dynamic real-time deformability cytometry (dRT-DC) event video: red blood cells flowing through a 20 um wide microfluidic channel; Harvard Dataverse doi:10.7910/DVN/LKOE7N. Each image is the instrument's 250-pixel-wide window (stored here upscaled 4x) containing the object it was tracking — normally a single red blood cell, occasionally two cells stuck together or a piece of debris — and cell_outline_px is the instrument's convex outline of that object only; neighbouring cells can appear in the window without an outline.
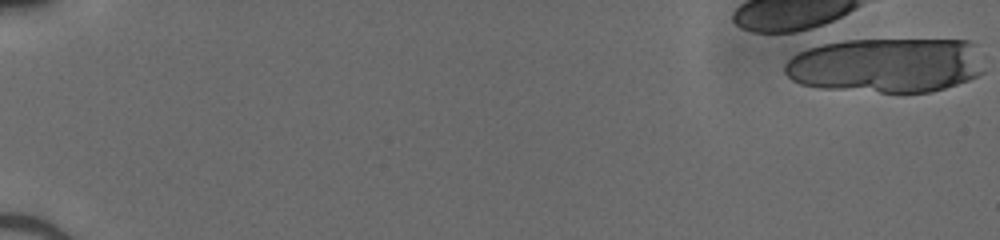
{"species": "human", "species_latin": "Homo sapiens", "temperature_condition": "cold", "stored_images_in_passage": 2, "camera_frame_rate_fps": 3000, "um_per_image_px": 0.085, "donor": {"sex": "male"}, "frame": {"image": 1, "passage_image": 1, "time_ms": 0.0, "image_size_px": [1000, 240], "cell_outline_px": [[984, 72], [968, 80], [932, 92], [880, 92], [820, 88], [800, 84], [792, 80], [784, 72], [784, 64], [792, 56], [808, 48], [824, 44], [844, 40], [968, 40], [976, 44], [984, 68]], "centroid_in_image_um": [75.34, 5.54], "position_along_channel_um": 9.7, "area_um2": 63.93}}